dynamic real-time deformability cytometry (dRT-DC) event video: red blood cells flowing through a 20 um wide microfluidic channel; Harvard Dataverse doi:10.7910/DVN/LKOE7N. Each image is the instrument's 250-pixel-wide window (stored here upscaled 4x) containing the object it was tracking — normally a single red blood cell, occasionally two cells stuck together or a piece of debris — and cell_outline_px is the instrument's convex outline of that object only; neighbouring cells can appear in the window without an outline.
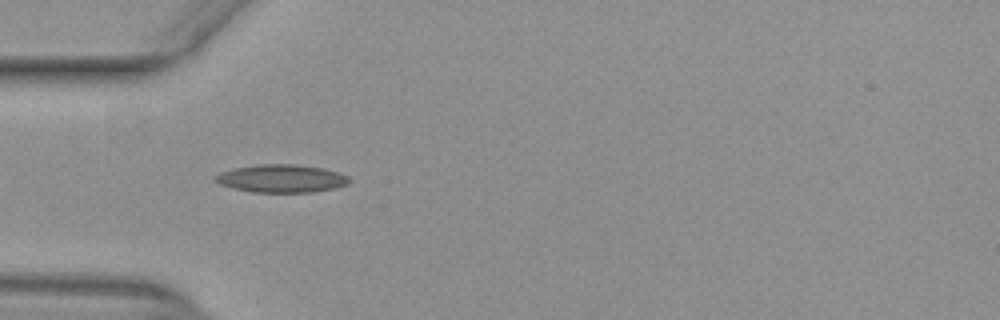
{"species": "common noctule bat (a hibernating species)", "species_latin": "Nyctalus noctula", "temperature_condition": "warm", "stored_images_in_passage": 39, "camera_frame_rate_fps": 3000, "um_per_image_px": 0.085, "animal": {"sex": "female", "body_mass_g": 29.2, "forearm_length_mm": 56.3}, "frame": {"image": 1, "passage_image": 3, "time_ms": 0.667, "image_size_px": [1000, 320], "cell_outline_px": [[348, 184], [336, 188], [312, 192], [252, 192], [232, 188], [220, 184], [216, 180], [216, 176], [220, 172], [236, 168], [260, 164], [296, 164], [324, 168], [340, 172], [348, 176]], "centroid_in_image_um": [23.96, 15.17], "position_along_channel_um": 61.0, "area_um2": 21.73}}
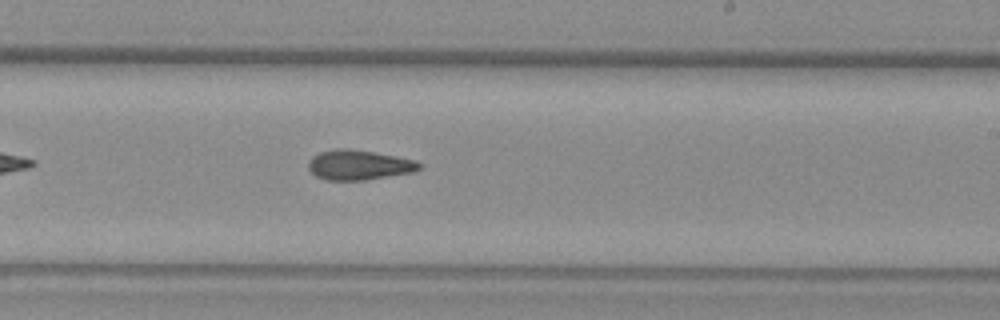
{"frame": {"image": 2, "passage_image": 18, "time_ms": 5.667, "image_size_px": [1000, 320], "cell_outline_px": [[420, 168], [412, 172], [364, 180], [324, 180], [316, 176], [308, 168], [308, 160], [312, 156], [320, 152], [336, 148], [348, 148], [396, 156], [416, 160], [420, 164]], "centroid_in_image_um": [30.46, 14.02], "position_along_channel_um": 258.5, "area_um2": 19.25}}
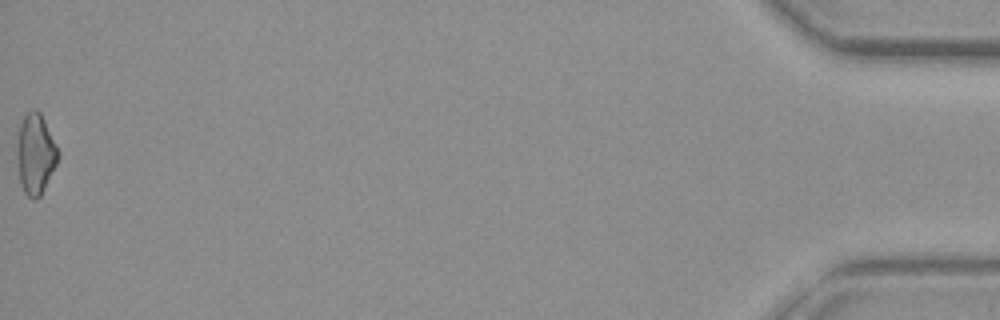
{"frame": {"image": 3, "passage_image": 39, "time_ms": 12.667, "image_size_px": [1000, 320], "cell_outline_px": [[60, 156], [40, 196], [36, 200], [32, 200], [24, 192], [20, 184], [16, 156], [16, 148], [20, 124], [24, 116], [32, 108], [36, 108], [40, 112], [60, 152]], "centroid_in_image_um": [3.0, 13.09], "position_along_channel_um": 432.2, "area_um2": 19.36}, "authors_computed_cell_mechanics": {"area_um2": 19.2474, "velocity_mm_per_s": 3.9955, "shape_relaxation_time_tau1_ms": null, "shape_relaxation_time_tau2_ms": 4.3902, "deformation_change_tau1": null, "deformation_change_tau2": 0.1286}}